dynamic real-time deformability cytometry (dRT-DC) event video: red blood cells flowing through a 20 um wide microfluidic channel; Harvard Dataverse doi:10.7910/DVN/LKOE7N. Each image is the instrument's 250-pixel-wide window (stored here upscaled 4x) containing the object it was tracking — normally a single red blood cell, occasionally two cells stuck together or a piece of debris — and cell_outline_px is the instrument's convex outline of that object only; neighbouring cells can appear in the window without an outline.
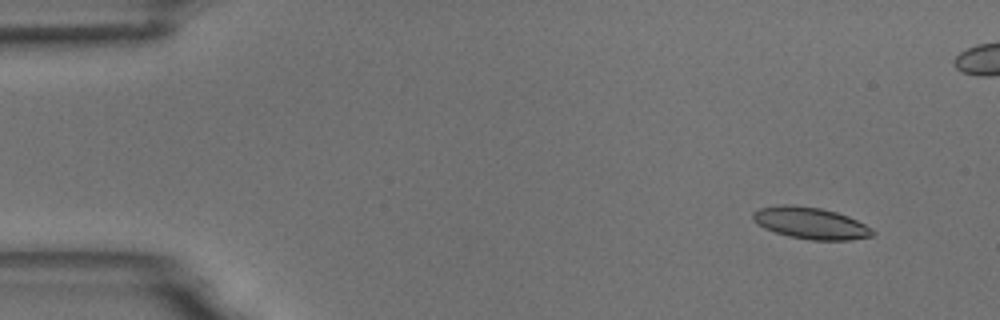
{"species": "common noctule bat (a hibernating species)", "species_latin": "Nyctalus noctula", "temperature_condition": "room temperature", "stored_images_in_passage": 55, "camera_frame_rate_fps": 3000, "um_per_image_px": 0.085, "animal": {"sex": "male", "body_mass_g": 18.8}, "frame": {"image": 1, "passage_image": 4, "time_ms": 1.0, "image_size_px": [1000, 320], "cell_outline_px": [[876, 232], [872, 236], [852, 240], [812, 240], [788, 236], [764, 228], [756, 224], [752, 216], [752, 212], [760, 208], [780, 204], [788, 204], [820, 208], [836, 212], [848, 216], [872, 228]], "centroid_in_image_um": [68.9, 18.96], "position_along_channel_um": 16.1, "area_um2": 22.14}}
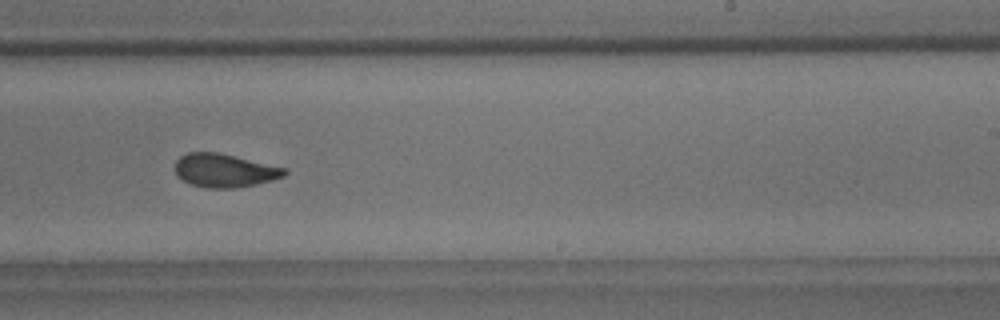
{"frame": {"image": 2, "passage_image": 33, "time_ms": 10.667, "image_size_px": [1000, 320], "cell_outline_px": [[288, 172], [284, 176], [272, 180], [256, 184], [236, 188], [204, 188], [192, 184], [176, 176], [176, 160], [180, 156], [188, 152], [216, 152], [288, 168]], "centroid_in_image_um": [19.1, 14.49], "position_along_channel_um": 269.9, "area_um2": 21.33}}
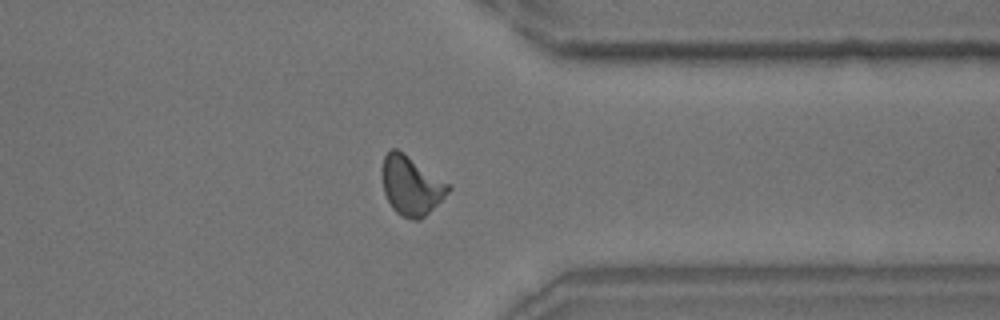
{"frame": {"image": 3, "passage_image": 42, "time_ms": 13.667, "image_size_px": [1000, 320], "cell_outline_px": [[452, 188], [420, 220], [412, 220], [400, 216], [392, 208], [384, 192], [384, 156], [392, 148], [396, 148], [404, 152], [452, 184]], "centroid_in_image_um": [34.99, 15.77], "position_along_channel_um": 376.4, "area_um2": 22.6}, "authors_computed_cell_mechanics": {"area_um2": 21.675, "velocity_mm_per_s": 3.7061, "shape_relaxation_time_tau1_ms": 3.9868, "shape_relaxation_time_tau2_ms": 0.9762, "deformation_change_tau1": 0.1332, "deformation_change_tau2": 0.061}}